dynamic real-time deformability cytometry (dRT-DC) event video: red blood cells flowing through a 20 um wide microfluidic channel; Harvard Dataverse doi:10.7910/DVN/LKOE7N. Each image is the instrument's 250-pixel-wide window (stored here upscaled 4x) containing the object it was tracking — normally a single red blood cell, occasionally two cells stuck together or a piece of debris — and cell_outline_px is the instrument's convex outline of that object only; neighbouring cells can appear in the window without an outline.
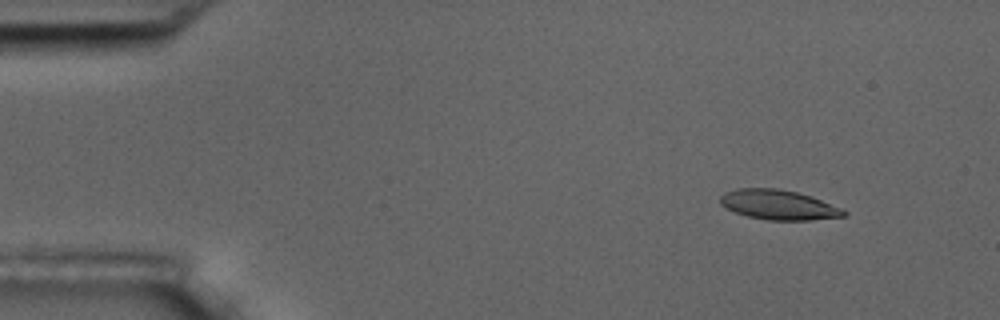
{"species": "common noctule bat (a hibernating species)", "species_latin": "Nyctalus noctula", "temperature_condition": "room temperature", "stored_images_in_passage": 5, "camera_frame_rate_fps": 3000, "um_per_image_px": 0.085, "animal": {"sex": "male", "body_mass_g": 17.5, "forearm_length_mm": 52.3}, "frame": {"image": 1, "passage_image": 2, "time_ms": 1.333, "image_size_px": [1000, 320], "cell_outline_px": [[848, 212], [844, 216], [812, 220], [768, 220], [748, 216], [736, 212], [720, 204], [720, 196], [724, 192], [736, 188], [776, 188], [796, 192], [820, 200], [840, 208]], "centroid_in_image_um": [66.13, 17.4], "position_along_channel_um": 18.9, "area_um2": 21.15}}
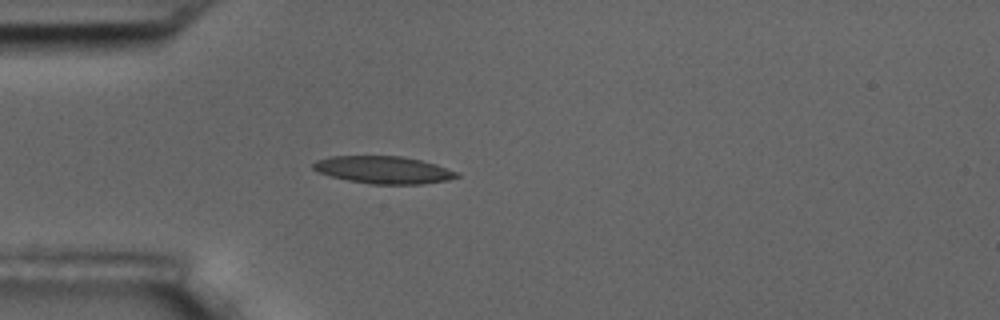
{"frame": {"image": 2, "passage_image": 5, "time_ms": 4.667, "image_size_px": [1000, 320], "cell_outline_px": [[460, 176], [448, 180], [420, 184], [372, 184], [348, 180], [332, 176], [320, 172], [312, 168], [312, 164], [316, 160], [332, 156], [400, 156], [420, 160], [436, 164], [460, 172]], "centroid_in_image_um": [32.64, 14.44], "position_along_channel_um": 52.4, "area_um2": 22.83}}